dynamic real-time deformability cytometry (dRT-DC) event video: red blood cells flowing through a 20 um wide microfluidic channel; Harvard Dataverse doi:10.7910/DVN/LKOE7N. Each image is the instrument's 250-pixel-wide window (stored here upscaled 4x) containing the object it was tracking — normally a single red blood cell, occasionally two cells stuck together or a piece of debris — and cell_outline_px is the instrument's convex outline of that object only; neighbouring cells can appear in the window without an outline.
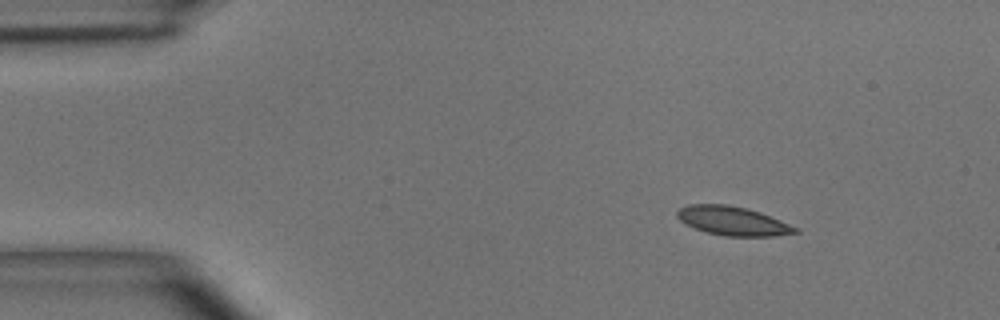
{"species": "common noctule bat (a hibernating species)", "species_latin": "Nyctalus noctula", "temperature_condition": "room temperature", "stored_images_in_passage": 45, "camera_frame_rate_fps": 3000, "um_per_image_px": 0.085, "animal": {"sex": "male", "body_mass_g": 15.6}, "frame": {"image": 1, "passage_image": 1, "time_ms": 0.0, "image_size_px": [1000, 320], "cell_outline_px": [[800, 232], [776, 236], [724, 236], [708, 232], [696, 228], [680, 220], [676, 216], [676, 212], [680, 208], [688, 204], [728, 204], [760, 212], [800, 228]], "centroid_in_image_um": [62.32, 18.78], "position_along_channel_um": 22.7, "area_um2": 19.83}}
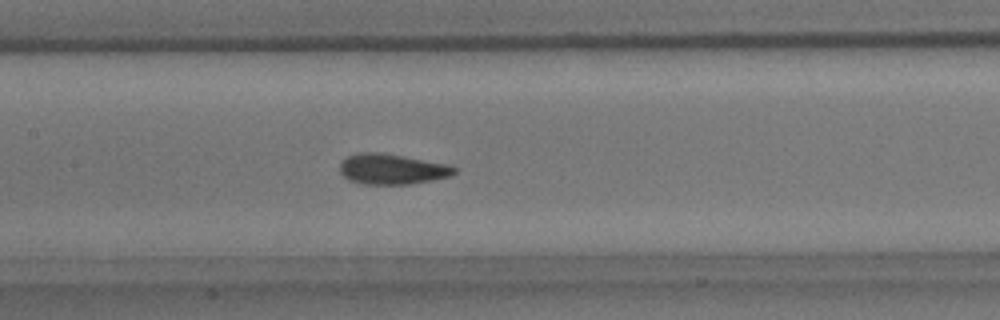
{"frame": {"image": 2, "passage_image": 18, "time_ms": 5.667, "image_size_px": [1000, 320], "cell_outline_px": [[456, 172], [448, 176], [432, 180], [408, 184], [364, 184], [348, 180], [340, 172], [340, 164], [348, 156], [360, 152], [380, 152], [404, 156], [444, 164], [456, 168]], "centroid_in_image_um": [33.27, 14.37], "position_along_channel_um": 174.1, "area_um2": 20.0}}
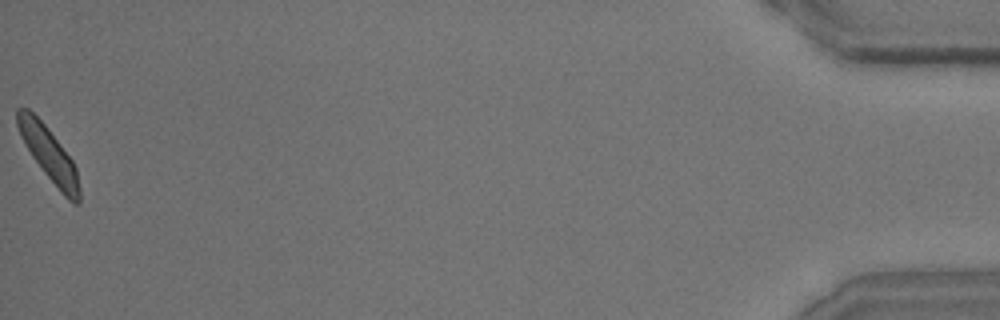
{"frame": {"image": 3, "passage_image": 45, "time_ms": 14.667, "image_size_px": [1000, 320], "cell_outline_px": [[80, 204], [76, 204], [68, 200], [60, 192], [44, 172], [32, 156], [24, 144], [20, 136], [16, 124], [16, 108], [28, 108], [44, 124], [72, 160], [76, 168], [80, 188]], "centroid_in_image_um": [4.14, 13.12], "position_along_channel_um": 431.1, "area_um2": 19.25}, "authors_computed_cell_mechanics": {"area_um2": 19.8254, "velocity_mm_per_s": 3.9429, "shape_relaxation_time_tau1_ms": 3.1898, "shape_relaxation_time_tau2_ms": 1.4329, "deformation_change_tau1": 0.1035, "deformation_change_tau2": 0.0564}}